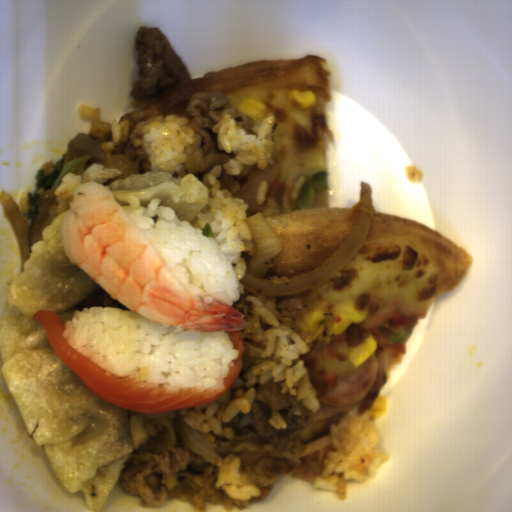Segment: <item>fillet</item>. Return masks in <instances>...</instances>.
I'll use <instances>...</instances> for the list:
<instances>
[{"instance_id":"obj_1","label":"fillet","mask_w":512,"mask_h":512,"mask_svg":"<svg viewBox=\"0 0 512 512\" xmlns=\"http://www.w3.org/2000/svg\"><path fill=\"white\" fill-rule=\"evenodd\" d=\"M39 321L49 345L58 357L100 401L145 414H156L202 406L223 395L239 378L245 364V341L240 330L224 331L239 351L222 385L200 390L196 387L166 389L161 384L143 382L120 375L94 363L77 351L62 335L65 322L53 311L40 309L31 317Z\"/></svg>"}]
</instances>
